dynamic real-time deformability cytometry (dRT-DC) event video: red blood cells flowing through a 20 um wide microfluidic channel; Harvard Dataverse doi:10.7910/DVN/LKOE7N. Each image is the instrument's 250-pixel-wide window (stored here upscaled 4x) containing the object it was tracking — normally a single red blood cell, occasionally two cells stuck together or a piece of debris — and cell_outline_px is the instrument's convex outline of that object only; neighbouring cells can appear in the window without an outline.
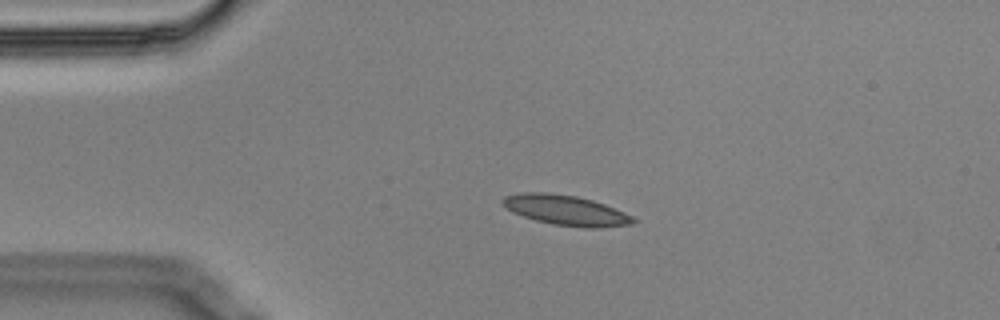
{"species": "Egyptian fruit bat (a non-hibernating species)", "species_latin": "Rousettus aegyptiacus", "temperature_condition": "cold", "stored_images_in_passage": 4, "camera_frame_rate_fps": 3000, "um_per_image_px": 0.085, "animal": {"sex": "male"}, "frame": {"image": 1, "passage_image": 3, "time_ms": 0.667, "image_size_px": [1000, 320], "cell_outline_px": [[636, 220], [632, 224], [600, 228], [584, 228], [552, 224], [536, 220], [512, 212], [500, 200], [504, 196], [524, 192], [544, 192], [576, 196], [592, 200], [604, 204], [624, 212], [632, 216]], "centroid_in_image_um": [48.11, 17.87], "position_along_channel_um": 36.9, "area_um2": 22.77}}